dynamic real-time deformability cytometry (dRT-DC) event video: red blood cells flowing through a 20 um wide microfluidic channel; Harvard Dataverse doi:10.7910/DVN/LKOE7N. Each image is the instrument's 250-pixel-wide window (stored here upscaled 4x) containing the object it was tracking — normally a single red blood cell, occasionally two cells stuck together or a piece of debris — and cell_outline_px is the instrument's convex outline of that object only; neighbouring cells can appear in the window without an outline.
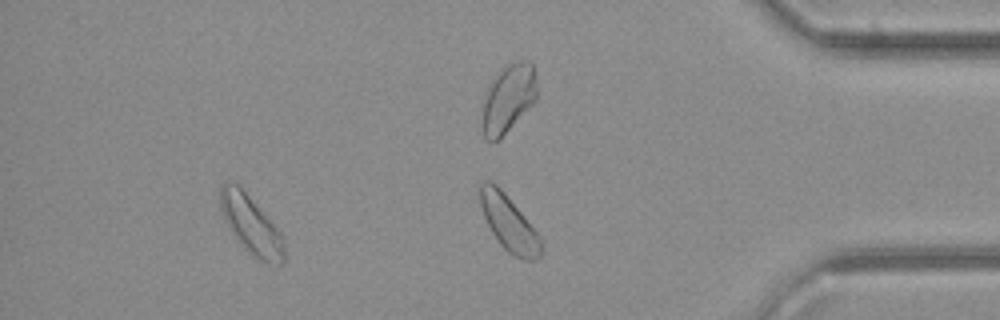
{"species": "common noctule bat (a hibernating species)", "species_latin": "Nyctalus noctula", "temperature_condition": "cold", "stored_images_in_passage": 26, "camera_frame_rate_fps": 3000, "um_per_image_px": 0.085, "animal": {"sex": "female", "body_mass_g": 21.9}, "frame": {"image": 1, "passage_image": 26, "time_ms": 8.333, "image_size_px": [1000, 320], "cell_outline_px": [[544, 244], [540, 256], [536, 260], [524, 260], [508, 252], [500, 244], [492, 232], [484, 216], [480, 204], [480, 180], [488, 180], [496, 184], [504, 192], [540, 236]], "centroid_in_image_um": [43.27, 18.98], "position_along_channel_um": 391.9, "area_um2": 19.54}}